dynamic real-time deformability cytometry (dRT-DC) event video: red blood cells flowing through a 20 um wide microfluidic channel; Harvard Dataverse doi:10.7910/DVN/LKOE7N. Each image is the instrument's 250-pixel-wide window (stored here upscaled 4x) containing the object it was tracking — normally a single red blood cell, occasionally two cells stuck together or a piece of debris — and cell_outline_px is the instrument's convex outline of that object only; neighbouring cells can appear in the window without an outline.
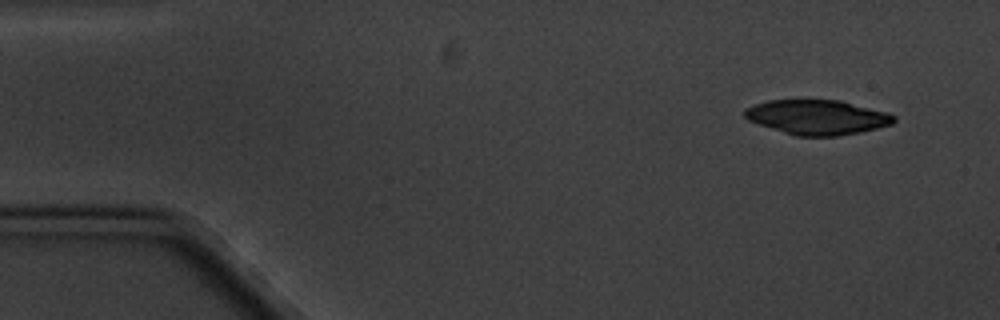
{"species": "common noctule bat (a hibernating species)", "species_latin": "Nyctalus noctula", "temperature_condition": "cold", "stored_images_in_passage": 4, "camera_frame_rate_fps": 3000, "um_per_image_px": 0.085, "animal": {"sex": "male", "body_mass_g": 20.1, "forearm_length_mm": 53.5}, "frame": {"image": 1, "passage_image": 1, "time_ms": 0.0, "image_size_px": [1000, 320], "cell_outline_px": [[896, 120], [892, 124], [860, 132], [836, 136], [796, 136], [748, 120], [744, 116], [744, 108], [768, 100], [840, 100], [888, 112], [896, 116]], "centroid_in_image_um": [69.49, 9.95], "position_along_channel_um": 15.5, "area_um2": 30.06}}